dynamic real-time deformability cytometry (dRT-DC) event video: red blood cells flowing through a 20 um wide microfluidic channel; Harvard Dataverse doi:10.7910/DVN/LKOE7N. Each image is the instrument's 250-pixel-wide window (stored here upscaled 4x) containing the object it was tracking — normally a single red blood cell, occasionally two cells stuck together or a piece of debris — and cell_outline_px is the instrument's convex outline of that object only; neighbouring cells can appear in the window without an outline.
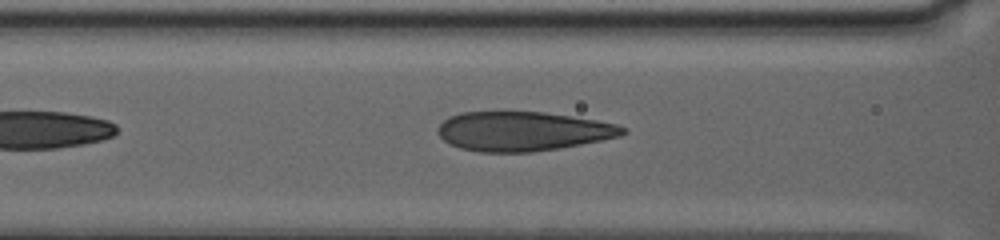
{"species": "human", "species_latin": "Homo sapiens", "temperature_condition": "warm", "stored_images_in_passage": 25, "camera_frame_rate_fps": 3000, "um_per_image_px": 0.085, "donor": {"sex": "female"}, "frame": {"image": 1, "passage_image": 6, "time_ms": 2.0, "image_size_px": [1000, 240], "cell_outline_px": [[628, 132], [620, 136], [580, 144], [532, 152], [480, 152], [460, 148], [448, 144], [436, 132], [436, 128], [448, 116], [460, 112], [544, 112], [596, 120], [616, 124], [628, 128]], "centroid_in_image_um": [44.4, 11.15], "position_along_channel_um": 122.2, "area_um2": 42.37}}
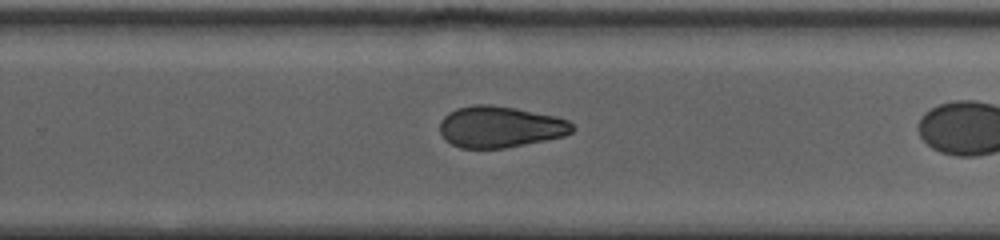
{"frame": {"image": 2, "passage_image": 16, "time_ms": 6.0, "image_size_px": [1000, 240], "cell_outline_px": [[572, 132], [564, 136], [504, 148], [460, 148], [452, 144], [440, 132], [440, 124], [444, 116], [448, 112], [456, 108], [476, 104], [488, 104], [516, 108], [556, 116], [568, 120], [572, 124]], "centroid_in_image_um": [42.5, 10.77], "position_along_channel_um": 287.3, "area_um2": 31.73}}
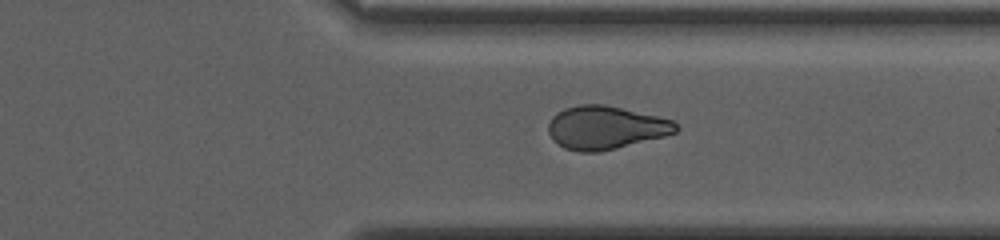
{"frame": {"image": 3, "passage_image": 22, "time_ms": 8.333, "image_size_px": [1000, 240], "cell_outline_px": [[680, 128], [676, 132], [664, 136], [616, 148], [596, 152], [580, 152], [564, 148], [552, 140], [548, 132], [548, 124], [552, 116], [556, 112], [564, 108], [580, 104], [604, 104], [656, 116], [672, 120]], "centroid_in_image_um": [51.43, 10.84], "position_along_channel_um": 360.0, "area_um2": 32.08}}